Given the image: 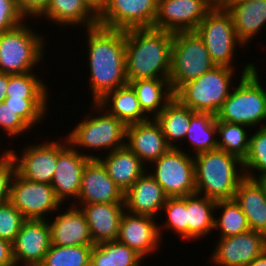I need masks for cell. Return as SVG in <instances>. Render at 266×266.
Instances as JSON below:
<instances>
[{
	"mask_svg": "<svg viewBox=\"0 0 266 266\" xmlns=\"http://www.w3.org/2000/svg\"><path fill=\"white\" fill-rule=\"evenodd\" d=\"M9 201L26 219H47L62 204L51 184L26 180L17 172L11 182Z\"/></svg>",
	"mask_w": 266,
	"mask_h": 266,
	"instance_id": "8fae6325",
	"label": "cell"
},
{
	"mask_svg": "<svg viewBox=\"0 0 266 266\" xmlns=\"http://www.w3.org/2000/svg\"><path fill=\"white\" fill-rule=\"evenodd\" d=\"M93 245H50L40 266H90Z\"/></svg>",
	"mask_w": 266,
	"mask_h": 266,
	"instance_id": "d590c367",
	"label": "cell"
},
{
	"mask_svg": "<svg viewBox=\"0 0 266 266\" xmlns=\"http://www.w3.org/2000/svg\"><path fill=\"white\" fill-rule=\"evenodd\" d=\"M148 174L163 188L168 197H184L196 193L194 156L181 148H170L153 161ZM154 171V172H153Z\"/></svg>",
	"mask_w": 266,
	"mask_h": 266,
	"instance_id": "30bf717a",
	"label": "cell"
},
{
	"mask_svg": "<svg viewBox=\"0 0 266 266\" xmlns=\"http://www.w3.org/2000/svg\"><path fill=\"white\" fill-rule=\"evenodd\" d=\"M261 125V128L252 133L253 135H249V149L243 160L245 177L251 179L266 177V124ZM254 170L258 171V176L254 175Z\"/></svg>",
	"mask_w": 266,
	"mask_h": 266,
	"instance_id": "74e56055",
	"label": "cell"
},
{
	"mask_svg": "<svg viewBox=\"0 0 266 266\" xmlns=\"http://www.w3.org/2000/svg\"><path fill=\"white\" fill-rule=\"evenodd\" d=\"M128 83L133 87L142 111L151 118H155L174 97L168 79H139Z\"/></svg>",
	"mask_w": 266,
	"mask_h": 266,
	"instance_id": "f1b7e54d",
	"label": "cell"
},
{
	"mask_svg": "<svg viewBox=\"0 0 266 266\" xmlns=\"http://www.w3.org/2000/svg\"><path fill=\"white\" fill-rule=\"evenodd\" d=\"M142 261L129 246L115 240L93 245L90 266H141Z\"/></svg>",
	"mask_w": 266,
	"mask_h": 266,
	"instance_id": "d6a6232c",
	"label": "cell"
},
{
	"mask_svg": "<svg viewBox=\"0 0 266 266\" xmlns=\"http://www.w3.org/2000/svg\"><path fill=\"white\" fill-rule=\"evenodd\" d=\"M173 33L155 28L125 30L126 76L169 79Z\"/></svg>",
	"mask_w": 266,
	"mask_h": 266,
	"instance_id": "7a4b0ae2",
	"label": "cell"
},
{
	"mask_svg": "<svg viewBox=\"0 0 266 266\" xmlns=\"http://www.w3.org/2000/svg\"><path fill=\"white\" fill-rule=\"evenodd\" d=\"M247 266H266V249Z\"/></svg>",
	"mask_w": 266,
	"mask_h": 266,
	"instance_id": "681fc988",
	"label": "cell"
},
{
	"mask_svg": "<svg viewBox=\"0 0 266 266\" xmlns=\"http://www.w3.org/2000/svg\"><path fill=\"white\" fill-rule=\"evenodd\" d=\"M48 99H23L6 97L4 103L20 116L30 127L45 120L48 111Z\"/></svg>",
	"mask_w": 266,
	"mask_h": 266,
	"instance_id": "ab89813d",
	"label": "cell"
},
{
	"mask_svg": "<svg viewBox=\"0 0 266 266\" xmlns=\"http://www.w3.org/2000/svg\"><path fill=\"white\" fill-rule=\"evenodd\" d=\"M242 69L237 86L217 112L216 120L257 128L266 121V89L260 83L255 64L249 63Z\"/></svg>",
	"mask_w": 266,
	"mask_h": 266,
	"instance_id": "277c9868",
	"label": "cell"
},
{
	"mask_svg": "<svg viewBox=\"0 0 266 266\" xmlns=\"http://www.w3.org/2000/svg\"><path fill=\"white\" fill-rule=\"evenodd\" d=\"M168 196L146 171L125 193V211L156 218Z\"/></svg>",
	"mask_w": 266,
	"mask_h": 266,
	"instance_id": "7402d4cb",
	"label": "cell"
},
{
	"mask_svg": "<svg viewBox=\"0 0 266 266\" xmlns=\"http://www.w3.org/2000/svg\"><path fill=\"white\" fill-rule=\"evenodd\" d=\"M245 128L250 127L244 124L217 121L218 149L233 154L243 161L249 149V134Z\"/></svg>",
	"mask_w": 266,
	"mask_h": 266,
	"instance_id": "e575fe53",
	"label": "cell"
},
{
	"mask_svg": "<svg viewBox=\"0 0 266 266\" xmlns=\"http://www.w3.org/2000/svg\"><path fill=\"white\" fill-rule=\"evenodd\" d=\"M26 218L8 200L0 204V239L14 242Z\"/></svg>",
	"mask_w": 266,
	"mask_h": 266,
	"instance_id": "60d3db41",
	"label": "cell"
},
{
	"mask_svg": "<svg viewBox=\"0 0 266 266\" xmlns=\"http://www.w3.org/2000/svg\"><path fill=\"white\" fill-rule=\"evenodd\" d=\"M50 0H16L20 13L27 19L38 17L46 10Z\"/></svg>",
	"mask_w": 266,
	"mask_h": 266,
	"instance_id": "f6af8a7d",
	"label": "cell"
},
{
	"mask_svg": "<svg viewBox=\"0 0 266 266\" xmlns=\"http://www.w3.org/2000/svg\"><path fill=\"white\" fill-rule=\"evenodd\" d=\"M223 1H244V2H251V1H257V0H223Z\"/></svg>",
	"mask_w": 266,
	"mask_h": 266,
	"instance_id": "f907efd6",
	"label": "cell"
},
{
	"mask_svg": "<svg viewBox=\"0 0 266 266\" xmlns=\"http://www.w3.org/2000/svg\"><path fill=\"white\" fill-rule=\"evenodd\" d=\"M194 156L196 193L216 201L233 199L245 178L243 161L218 148Z\"/></svg>",
	"mask_w": 266,
	"mask_h": 266,
	"instance_id": "3957f363",
	"label": "cell"
},
{
	"mask_svg": "<svg viewBox=\"0 0 266 266\" xmlns=\"http://www.w3.org/2000/svg\"><path fill=\"white\" fill-rule=\"evenodd\" d=\"M47 86L33 72L9 74L6 97L23 99H49Z\"/></svg>",
	"mask_w": 266,
	"mask_h": 266,
	"instance_id": "8d00e7d4",
	"label": "cell"
},
{
	"mask_svg": "<svg viewBox=\"0 0 266 266\" xmlns=\"http://www.w3.org/2000/svg\"><path fill=\"white\" fill-rule=\"evenodd\" d=\"M23 149L21 157L9 150L15 160L16 172L26 180L51 184L58 161V141L27 144Z\"/></svg>",
	"mask_w": 266,
	"mask_h": 266,
	"instance_id": "e0dca14e",
	"label": "cell"
},
{
	"mask_svg": "<svg viewBox=\"0 0 266 266\" xmlns=\"http://www.w3.org/2000/svg\"><path fill=\"white\" fill-rule=\"evenodd\" d=\"M158 0H107L98 15L102 27L117 30L152 28L156 19Z\"/></svg>",
	"mask_w": 266,
	"mask_h": 266,
	"instance_id": "5bb4252c",
	"label": "cell"
},
{
	"mask_svg": "<svg viewBox=\"0 0 266 266\" xmlns=\"http://www.w3.org/2000/svg\"><path fill=\"white\" fill-rule=\"evenodd\" d=\"M221 3L231 13L235 33L246 46L266 24V0L222 1Z\"/></svg>",
	"mask_w": 266,
	"mask_h": 266,
	"instance_id": "d4e9b609",
	"label": "cell"
},
{
	"mask_svg": "<svg viewBox=\"0 0 266 266\" xmlns=\"http://www.w3.org/2000/svg\"><path fill=\"white\" fill-rule=\"evenodd\" d=\"M94 245L117 240L124 202L82 204Z\"/></svg>",
	"mask_w": 266,
	"mask_h": 266,
	"instance_id": "44dd1931",
	"label": "cell"
},
{
	"mask_svg": "<svg viewBox=\"0 0 266 266\" xmlns=\"http://www.w3.org/2000/svg\"><path fill=\"white\" fill-rule=\"evenodd\" d=\"M125 141V146L144 164L152 163L171 148L154 118L128 125Z\"/></svg>",
	"mask_w": 266,
	"mask_h": 266,
	"instance_id": "ffe728a7",
	"label": "cell"
},
{
	"mask_svg": "<svg viewBox=\"0 0 266 266\" xmlns=\"http://www.w3.org/2000/svg\"><path fill=\"white\" fill-rule=\"evenodd\" d=\"M76 201L83 204L124 202V192L108 176L98 159H91L82 173L81 187Z\"/></svg>",
	"mask_w": 266,
	"mask_h": 266,
	"instance_id": "d6986e66",
	"label": "cell"
},
{
	"mask_svg": "<svg viewBox=\"0 0 266 266\" xmlns=\"http://www.w3.org/2000/svg\"><path fill=\"white\" fill-rule=\"evenodd\" d=\"M25 17L20 13L16 0H0V32L22 24Z\"/></svg>",
	"mask_w": 266,
	"mask_h": 266,
	"instance_id": "ee69618b",
	"label": "cell"
},
{
	"mask_svg": "<svg viewBox=\"0 0 266 266\" xmlns=\"http://www.w3.org/2000/svg\"><path fill=\"white\" fill-rule=\"evenodd\" d=\"M216 200L199 194L187 196L188 239L205 237L214 230Z\"/></svg>",
	"mask_w": 266,
	"mask_h": 266,
	"instance_id": "4dcf8cb0",
	"label": "cell"
},
{
	"mask_svg": "<svg viewBox=\"0 0 266 266\" xmlns=\"http://www.w3.org/2000/svg\"><path fill=\"white\" fill-rule=\"evenodd\" d=\"M98 160L108 176L125 193L146 171V165L126 146L107 153Z\"/></svg>",
	"mask_w": 266,
	"mask_h": 266,
	"instance_id": "484cf974",
	"label": "cell"
},
{
	"mask_svg": "<svg viewBox=\"0 0 266 266\" xmlns=\"http://www.w3.org/2000/svg\"><path fill=\"white\" fill-rule=\"evenodd\" d=\"M49 222L52 245H94L84 213L73 205Z\"/></svg>",
	"mask_w": 266,
	"mask_h": 266,
	"instance_id": "603a6c76",
	"label": "cell"
},
{
	"mask_svg": "<svg viewBox=\"0 0 266 266\" xmlns=\"http://www.w3.org/2000/svg\"><path fill=\"white\" fill-rule=\"evenodd\" d=\"M218 239L210 257L215 266H247L266 249V235L259 231L249 230Z\"/></svg>",
	"mask_w": 266,
	"mask_h": 266,
	"instance_id": "2e32d148",
	"label": "cell"
},
{
	"mask_svg": "<svg viewBox=\"0 0 266 266\" xmlns=\"http://www.w3.org/2000/svg\"><path fill=\"white\" fill-rule=\"evenodd\" d=\"M92 108L95 111L93 114L97 112L98 115L95 114L92 117L87 115L82 122H78V125L69 131L68 142L75 149L79 147L80 151H83L81 150L83 147L91 151L92 149L94 151L109 150L110 153L124 147L127 126L115 116L104 111L97 103H92Z\"/></svg>",
	"mask_w": 266,
	"mask_h": 266,
	"instance_id": "ba28073f",
	"label": "cell"
},
{
	"mask_svg": "<svg viewBox=\"0 0 266 266\" xmlns=\"http://www.w3.org/2000/svg\"><path fill=\"white\" fill-rule=\"evenodd\" d=\"M215 1H216L217 3H219V2L221 3L223 0H215Z\"/></svg>",
	"mask_w": 266,
	"mask_h": 266,
	"instance_id": "f5cc1de1",
	"label": "cell"
},
{
	"mask_svg": "<svg viewBox=\"0 0 266 266\" xmlns=\"http://www.w3.org/2000/svg\"><path fill=\"white\" fill-rule=\"evenodd\" d=\"M15 265L12 244L6 240L0 239V266Z\"/></svg>",
	"mask_w": 266,
	"mask_h": 266,
	"instance_id": "bcb514c9",
	"label": "cell"
},
{
	"mask_svg": "<svg viewBox=\"0 0 266 266\" xmlns=\"http://www.w3.org/2000/svg\"><path fill=\"white\" fill-rule=\"evenodd\" d=\"M215 0H158L153 28L171 33L195 31Z\"/></svg>",
	"mask_w": 266,
	"mask_h": 266,
	"instance_id": "7c38bea8",
	"label": "cell"
},
{
	"mask_svg": "<svg viewBox=\"0 0 266 266\" xmlns=\"http://www.w3.org/2000/svg\"><path fill=\"white\" fill-rule=\"evenodd\" d=\"M87 48L92 102L128 83L126 76L125 30L100 25L88 28Z\"/></svg>",
	"mask_w": 266,
	"mask_h": 266,
	"instance_id": "6da1fadb",
	"label": "cell"
},
{
	"mask_svg": "<svg viewBox=\"0 0 266 266\" xmlns=\"http://www.w3.org/2000/svg\"><path fill=\"white\" fill-rule=\"evenodd\" d=\"M96 103L126 126L144 122L150 118L142 111L136 93L129 83L106 93Z\"/></svg>",
	"mask_w": 266,
	"mask_h": 266,
	"instance_id": "4316f807",
	"label": "cell"
},
{
	"mask_svg": "<svg viewBox=\"0 0 266 266\" xmlns=\"http://www.w3.org/2000/svg\"><path fill=\"white\" fill-rule=\"evenodd\" d=\"M88 7L98 16L106 6L107 0H83Z\"/></svg>",
	"mask_w": 266,
	"mask_h": 266,
	"instance_id": "7dc6e473",
	"label": "cell"
},
{
	"mask_svg": "<svg viewBox=\"0 0 266 266\" xmlns=\"http://www.w3.org/2000/svg\"><path fill=\"white\" fill-rule=\"evenodd\" d=\"M195 32L203 40L216 66L233 68L235 48L245 47L238 39L231 13L222 3H217L199 23ZM238 44V45H236Z\"/></svg>",
	"mask_w": 266,
	"mask_h": 266,
	"instance_id": "9c48e42d",
	"label": "cell"
},
{
	"mask_svg": "<svg viewBox=\"0 0 266 266\" xmlns=\"http://www.w3.org/2000/svg\"><path fill=\"white\" fill-rule=\"evenodd\" d=\"M9 81V74L0 72V103L6 98V89Z\"/></svg>",
	"mask_w": 266,
	"mask_h": 266,
	"instance_id": "c3c4849f",
	"label": "cell"
},
{
	"mask_svg": "<svg viewBox=\"0 0 266 266\" xmlns=\"http://www.w3.org/2000/svg\"><path fill=\"white\" fill-rule=\"evenodd\" d=\"M216 210H222L220 218L214 217V229H219L220 237H230L250 230L247 217L235 202L231 200H218Z\"/></svg>",
	"mask_w": 266,
	"mask_h": 266,
	"instance_id": "836d02e7",
	"label": "cell"
},
{
	"mask_svg": "<svg viewBox=\"0 0 266 266\" xmlns=\"http://www.w3.org/2000/svg\"><path fill=\"white\" fill-rule=\"evenodd\" d=\"M156 219L146 215H135L125 211L123 213L117 241L129 246L142 258L159 249L162 242V226ZM161 240V241H160Z\"/></svg>",
	"mask_w": 266,
	"mask_h": 266,
	"instance_id": "ac0fdd59",
	"label": "cell"
},
{
	"mask_svg": "<svg viewBox=\"0 0 266 266\" xmlns=\"http://www.w3.org/2000/svg\"><path fill=\"white\" fill-rule=\"evenodd\" d=\"M65 141L58 140V161L52 179V187L56 197L63 202L78 199L81 187L82 173L91 159H98L100 155L85 154L75 149L66 137Z\"/></svg>",
	"mask_w": 266,
	"mask_h": 266,
	"instance_id": "4fadbf2b",
	"label": "cell"
},
{
	"mask_svg": "<svg viewBox=\"0 0 266 266\" xmlns=\"http://www.w3.org/2000/svg\"><path fill=\"white\" fill-rule=\"evenodd\" d=\"M16 173L15 160L9 149L0 156V204L10 199L11 182Z\"/></svg>",
	"mask_w": 266,
	"mask_h": 266,
	"instance_id": "7bdbcfd3",
	"label": "cell"
},
{
	"mask_svg": "<svg viewBox=\"0 0 266 266\" xmlns=\"http://www.w3.org/2000/svg\"><path fill=\"white\" fill-rule=\"evenodd\" d=\"M166 212L167 220L163 224L164 228L173 230L180 237L188 240V222H187V196L168 197L162 211Z\"/></svg>",
	"mask_w": 266,
	"mask_h": 266,
	"instance_id": "f35d334b",
	"label": "cell"
},
{
	"mask_svg": "<svg viewBox=\"0 0 266 266\" xmlns=\"http://www.w3.org/2000/svg\"><path fill=\"white\" fill-rule=\"evenodd\" d=\"M51 245L47 219H26L12 243L16 266H40Z\"/></svg>",
	"mask_w": 266,
	"mask_h": 266,
	"instance_id": "9a60e30c",
	"label": "cell"
},
{
	"mask_svg": "<svg viewBox=\"0 0 266 266\" xmlns=\"http://www.w3.org/2000/svg\"><path fill=\"white\" fill-rule=\"evenodd\" d=\"M0 129L9 137H18L31 127L4 102L0 103Z\"/></svg>",
	"mask_w": 266,
	"mask_h": 266,
	"instance_id": "b9f144b4",
	"label": "cell"
},
{
	"mask_svg": "<svg viewBox=\"0 0 266 266\" xmlns=\"http://www.w3.org/2000/svg\"><path fill=\"white\" fill-rule=\"evenodd\" d=\"M62 25L85 26L86 29L98 26V16L83 0H50L46 10L39 16Z\"/></svg>",
	"mask_w": 266,
	"mask_h": 266,
	"instance_id": "83f0119b",
	"label": "cell"
},
{
	"mask_svg": "<svg viewBox=\"0 0 266 266\" xmlns=\"http://www.w3.org/2000/svg\"><path fill=\"white\" fill-rule=\"evenodd\" d=\"M215 66L203 40L195 31L173 33L168 79L173 93Z\"/></svg>",
	"mask_w": 266,
	"mask_h": 266,
	"instance_id": "52a82bcc",
	"label": "cell"
},
{
	"mask_svg": "<svg viewBox=\"0 0 266 266\" xmlns=\"http://www.w3.org/2000/svg\"><path fill=\"white\" fill-rule=\"evenodd\" d=\"M234 75V68L215 66L183 84L174 97L192 111L216 115L234 87L231 83Z\"/></svg>",
	"mask_w": 266,
	"mask_h": 266,
	"instance_id": "5b68a950",
	"label": "cell"
},
{
	"mask_svg": "<svg viewBox=\"0 0 266 266\" xmlns=\"http://www.w3.org/2000/svg\"><path fill=\"white\" fill-rule=\"evenodd\" d=\"M43 40V36L30 29L25 21L11 30L0 32V72H33L45 55Z\"/></svg>",
	"mask_w": 266,
	"mask_h": 266,
	"instance_id": "8992f818",
	"label": "cell"
},
{
	"mask_svg": "<svg viewBox=\"0 0 266 266\" xmlns=\"http://www.w3.org/2000/svg\"><path fill=\"white\" fill-rule=\"evenodd\" d=\"M247 217L250 230L266 235V189L259 179L245 177L234 198Z\"/></svg>",
	"mask_w": 266,
	"mask_h": 266,
	"instance_id": "cb8c5ba5",
	"label": "cell"
},
{
	"mask_svg": "<svg viewBox=\"0 0 266 266\" xmlns=\"http://www.w3.org/2000/svg\"><path fill=\"white\" fill-rule=\"evenodd\" d=\"M194 113L195 111H192L176 97H173L154 118L160 125L166 142L171 148H178L176 144L178 140L185 139L186 132L190 126V118Z\"/></svg>",
	"mask_w": 266,
	"mask_h": 266,
	"instance_id": "f546056e",
	"label": "cell"
},
{
	"mask_svg": "<svg viewBox=\"0 0 266 266\" xmlns=\"http://www.w3.org/2000/svg\"><path fill=\"white\" fill-rule=\"evenodd\" d=\"M265 186V189H266V177H263L261 179H259Z\"/></svg>",
	"mask_w": 266,
	"mask_h": 266,
	"instance_id": "816d5d0a",
	"label": "cell"
},
{
	"mask_svg": "<svg viewBox=\"0 0 266 266\" xmlns=\"http://www.w3.org/2000/svg\"><path fill=\"white\" fill-rule=\"evenodd\" d=\"M215 136H217L216 115L195 112L190 118V126L185 137V141L188 140L191 148L195 150L194 154L217 149L218 138Z\"/></svg>",
	"mask_w": 266,
	"mask_h": 266,
	"instance_id": "1f68e13d",
	"label": "cell"
}]
</instances>
